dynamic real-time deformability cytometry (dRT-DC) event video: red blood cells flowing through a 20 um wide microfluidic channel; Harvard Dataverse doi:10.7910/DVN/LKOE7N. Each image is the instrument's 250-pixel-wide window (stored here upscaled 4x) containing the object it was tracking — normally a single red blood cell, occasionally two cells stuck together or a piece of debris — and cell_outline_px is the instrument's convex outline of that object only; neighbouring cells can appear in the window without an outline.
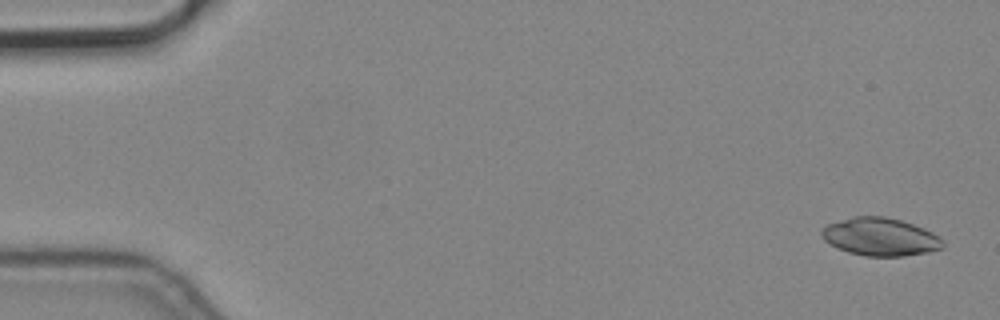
{"species": "common noctule bat (a hibernating species)", "species_latin": "Nyctalus noctula", "temperature_condition": "cold", "stored_images_in_passage": 4, "camera_frame_rate_fps": 3000, "um_per_image_px": 0.085, "animal": {"sex": "male", "body_mass_g": 19.2, "forearm_length_mm": 51.8}, "frame": {"image": 1, "passage_image": 1, "time_ms": 0.0, "image_size_px": [1000, 320], "cell_outline_px": [[944, 248], [928, 252], [904, 256], [864, 256], [848, 252], [824, 240], [820, 236], [820, 232], [828, 224], [852, 216], [884, 216], [900, 220], [924, 228], [932, 232], [944, 240]], "centroid_in_image_um": [74.84, 20.13], "position_along_channel_um": 10.2, "area_um2": 26.76}}